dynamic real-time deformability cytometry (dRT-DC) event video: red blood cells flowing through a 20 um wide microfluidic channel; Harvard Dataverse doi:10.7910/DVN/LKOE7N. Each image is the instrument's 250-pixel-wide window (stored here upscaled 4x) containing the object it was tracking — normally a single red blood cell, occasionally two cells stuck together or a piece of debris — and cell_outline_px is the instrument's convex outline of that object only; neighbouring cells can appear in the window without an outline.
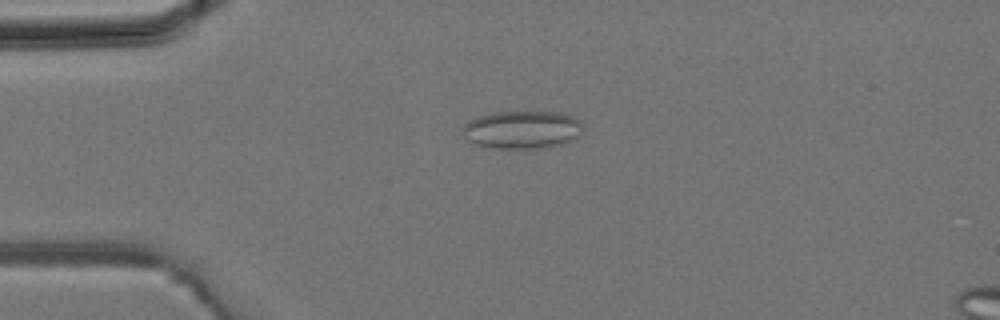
{"species": "common noctule bat (a hibernating species)", "species_latin": "Nyctalus noctula", "temperature_condition": "room temperature", "stored_images_in_passage": 41, "camera_frame_rate_fps": 3000, "um_per_image_px": 0.085, "animal": {"sex": "male", "body_mass_g": 19.2, "forearm_length_mm": 51.8}, "frame": {"image": 1, "passage_image": 10, "time_ms": 3.0, "image_size_px": [1000, 320], "cell_outline_px": [[584, 132], [576, 140], [568, 144], [548, 148], [488, 148], [472, 144], [460, 136], [460, 128], [468, 120], [476, 116], [492, 112], [564, 112], [580, 120], [584, 124]], "centroid_in_image_um": [44.39, 11.04], "position_along_channel_um": 40.6, "area_um2": 27.98}}
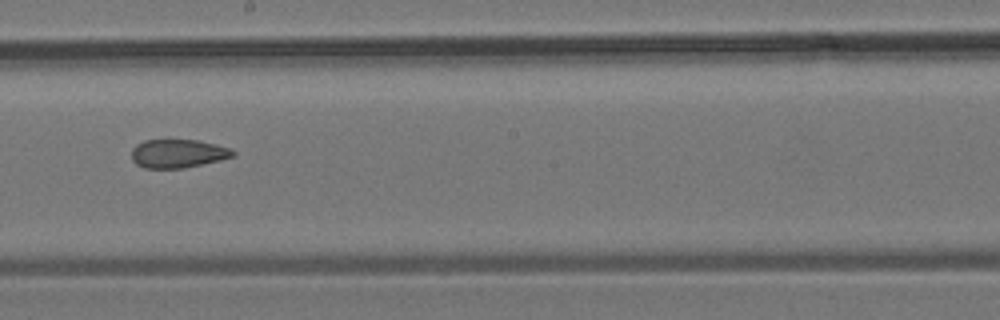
{"frame": {"image": 2, "passage_image": 23, "time_ms": 7.333, "image_size_px": [1000, 320], "cell_outline_px": [[236, 156], [220, 160], [184, 168], [144, 168], [136, 164], [132, 160], [132, 148], [136, 144], [144, 140], [196, 140], [216, 144], [232, 148], [236, 152]], "centroid_in_image_um": [15.15, 13.05], "position_along_channel_um": 233.1, "area_um2": 16.99}}
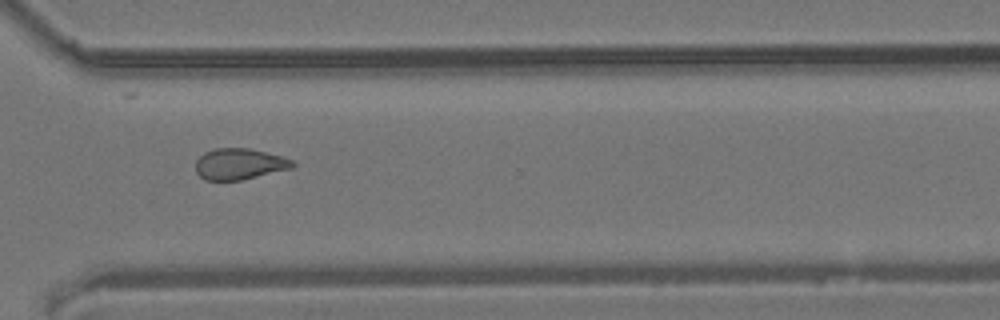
{"frame": {"image": 3, "passage_image": 30, "time_ms": 9.667, "image_size_px": [1000, 320], "cell_outline_px": [[296, 164], [292, 168], [244, 180], [204, 180], [196, 172], [196, 160], [204, 152], [212, 148], [248, 148], [284, 156], [292, 160]], "centroid_in_image_um": [20.36, 13.94], "position_along_channel_um": 350.2, "area_um2": 17.8}}